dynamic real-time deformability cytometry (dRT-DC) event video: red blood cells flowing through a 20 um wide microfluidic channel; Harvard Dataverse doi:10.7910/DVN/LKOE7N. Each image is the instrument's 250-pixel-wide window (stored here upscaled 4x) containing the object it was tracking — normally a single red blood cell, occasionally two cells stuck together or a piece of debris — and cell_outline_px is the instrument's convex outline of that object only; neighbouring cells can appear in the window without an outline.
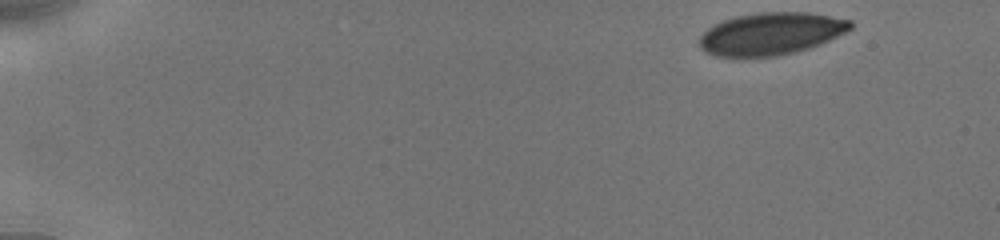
{"species": "human", "species_latin": "Homo sapiens", "temperature_condition": "cold", "stored_images_in_passage": 66, "camera_frame_rate_fps": 3000, "um_per_image_px": 0.085, "donor": {"sex": "male"}, "frame": {"image": 1, "passage_image": 1, "time_ms": 0.0, "image_size_px": [1000, 240], "cell_outline_px": [[852, 28], [820, 44], [796, 52], [776, 56], [716, 56], [700, 48], [700, 36], [712, 24], [736, 16], [756, 12], [808, 12], [852, 20]], "centroid_in_image_um": [65.53, 2.85], "position_along_channel_um": 19.5, "area_um2": 37.05}}
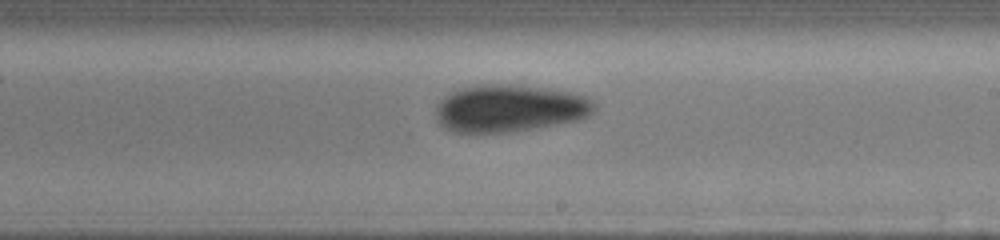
{"frame": {"image": 2, "passage_image": 38, "time_ms": 9.333, "image_size_px": [1000, 240], "cell_outline_px": [[596, 108], [588, 116], [580, 120], [508, 132], [476, 136], [452, 132], [444, 128], [436, 120], [436, 104], [448, 92], [460, 88], [480, 84], [508, 84], [544, 88], [572, 92], [588, 96], [596, 104]], "centroid_in_image_um": [43.25, 9.23], "position_along_channel_um": 245.8, "area_um2": 44.8}}
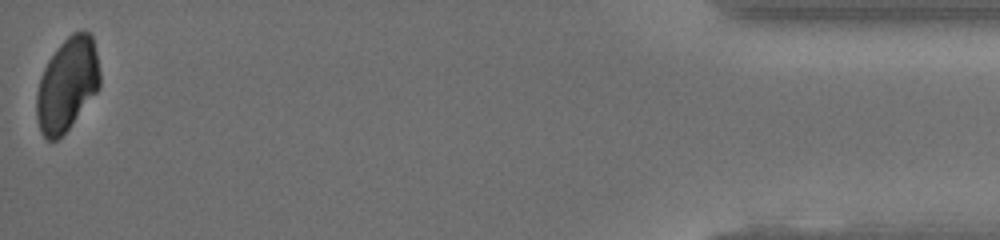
{"frame": {"image": 3, "passage_image": 65, "time_ms": 16.0, "image_size_px": [1000, 240], "cell_outline_px": [[100, 84], [96, 92], [68, 128], [56, 140], [48, 140], [40, 132], [36, 116], [36, 92], [40, 76], [48, 60], [60, 44], [72, 32], [88, 32], [92, 36], [96, 52], [100, 76]], "centroid_in_image_um": [5.68, 7.17], "position_along_channel_um": 429.5, "area_um2": 33.99}, "authors_computed_cell_mechanics": {"area_um2": 40.1132, "velocity_mm_per_s": 3.8972, "shape_relaxation_time_tau1_ms": 3.6005, "shape_relaxation_time_tau2_ms": null, "deformation_change_tau1": 0.0677, "deformation_change_tau2": null}}